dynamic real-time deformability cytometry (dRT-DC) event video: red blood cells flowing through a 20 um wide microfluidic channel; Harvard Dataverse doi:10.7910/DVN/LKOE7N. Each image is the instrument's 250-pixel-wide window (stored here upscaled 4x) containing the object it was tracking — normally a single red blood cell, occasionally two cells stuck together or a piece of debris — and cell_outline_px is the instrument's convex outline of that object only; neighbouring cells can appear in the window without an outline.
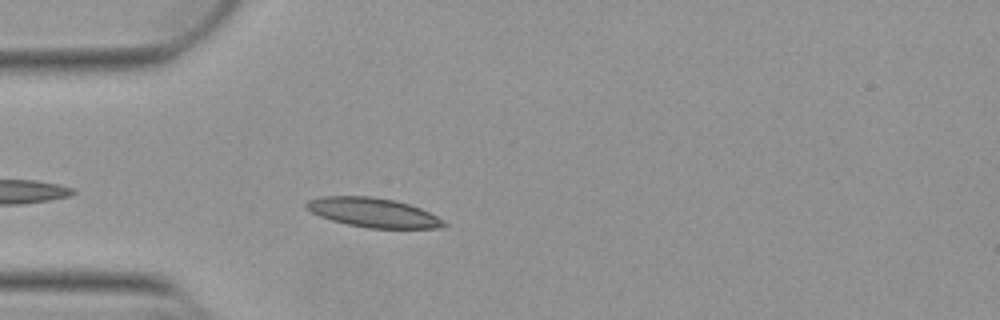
{"species": "Egyptian fruit bat (a non-hibernating species)", "species_latin": "Rousettus aegyptiacus", "temperature_condition": "warm", "stored_images_in_passage": 18, "camera_frame_rate_fps": 3000, "um_per_image_px": 0.085, "animal": {"sex": "female"}, "frame": {"image": 1, "passage_image": 4, "time_ms": 1.0, "image_size_px": [1000, 320], "cell_outline_px": [[448, 224], [444, 228], [368, 228], [348, 224], [332, 220], [320, 216], [304, 208], [304, 204], [308, 200], [320, 196], [372, 196], [396, 200], [420, 208], [444, 220]], "centroid_in_image_um": [31.71, 18.06], "position_along_channel_um": 53.3, "area_um2": 23.58}}
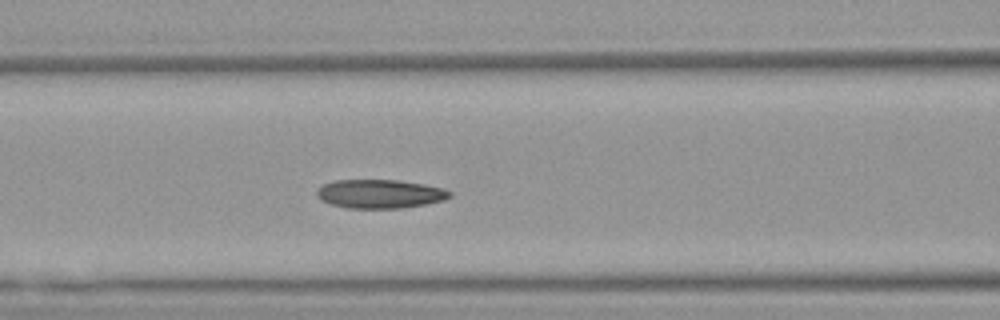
{"frame": {"image": 2, "passage_image": 11, "time_ms": 3.333, "image_size_px": [1000, 320], "cell_outline_px": [[452, 196], [444, 200], [424, 204], [400, 208], [348, 208], [332, 204], [320, 200], [316, 192], [324, 184], [336, 180], [396, 180], [424, 184], [444, 188], [452, 192]], "centroid_in_image_um": [32.32, 16.48], "position_along_channel_um": 134.3, "area_um2": 22.14}}
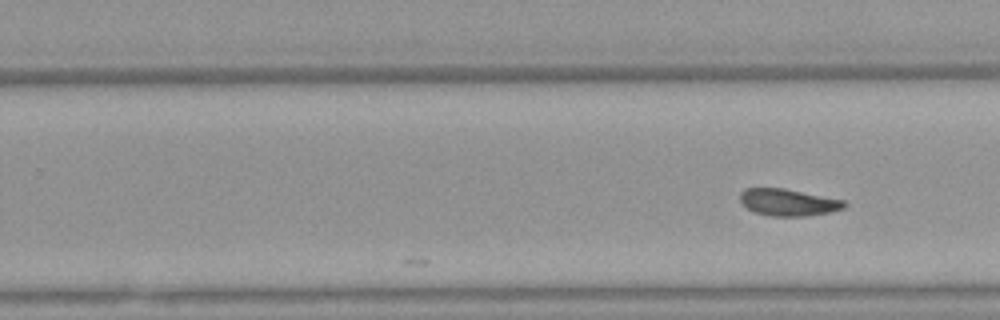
{"frame": {"image": 3, "passage_image": 18, "time_ms": 5.667, "image_size_px": [1000, 320], "cell_outline_px": [[848, 204], [844, 208], [828, 212], [808, 216], [772, 216], [752, 212], [740, 200], [740, 192], [744, 188], [784, 188], [844, 200]], "centroid_in_image_um": [66.99, 17.2], "position_along_channel_um": 262.8, "area_um2": 16.36}}